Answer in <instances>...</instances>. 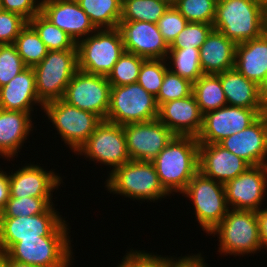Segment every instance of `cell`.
Listing matches in <instances>:
<instances>
[{"label":"cell","mask_w":267,"mask_h":267,"mask_svg":"<svg viewBox=\"0 0 267 267\" xmlns=\"http://www.w3.org/2000/svg\"><path fill=\"white\" fill-rule=\"evenodd\" d=\"M152 162L164 189L181 194L199 171V142L194 136L175 135Z\"/></svg>","instance_id":"1"},{"label":"cell","mask_w":267,"mask_h":267,"mask_svg":"<svg viewBox=\"0 0 267 267\" xmlns=\"http://www.w3.org/2000/svg\"><path fill=\"white\" fill-rule=\"evenodd\" d=\"M213 27L236 44L255 39L267 30V9L254 0H218Z\"/></svg>","instance_id":"2"},{"label":"cell","mask_w":267,"mask_h":267,"mask_svg":"<svg viewBox=\"0 0 267 267\" xmlns=\"http://www.w3.org/2000/svg\"><path fill=\"white\" fill-rule=\"evenodd\" d=\"M107 176L105 188L110 194L147 202L171 196L161 185L153 162L130 160Z\"/></svg>","instance_id":"3"},{"label":"cell","mask_w":267,"mask_h":267,"mask_svg":"<svg viewBox=\"0 0 267 267\" xmlns=\"http://www.w3.org/2000/svg\"><path fill=\"white\" fill-rule=\"evenodd\" d=\"M219 235L221 255H248L260 252L261 242L256 211L229 209L222 221L209 233Z\"/></svg>","instance_id":"4"},{"label":"cell","mask_w":267,"mask_h":267,"mask_svg":"<svg viewBox=\"0 0 267 267\" xmlns=\"http://www.w3.org/2000/svg\"><path fill=\"white\" fill-rule=\"evenodd\" d=\"M69 224L52 205L45 213L32 216L0 217V252H7L22 239L39 236H69Z\"/></svg>","instance_id":"5"},{"label":"cell","mask_w":267,"mask_h":267,"mask_svg":"<svg viewBox=\"0 0 267 267\" xmlns=\"http://www.w3.org/2000/svg\"><path fill=\"white\" fill-rule=\"evenodd\" d=\"M78 69L90 74L108 76L123 54L120 29H97L77 42Z\"/></svg>","instance_id":"6"},{"label":"cell","mask_w":267,"mask_h":267,"mask_svg":"<svg viewBox=\"0 0 267 267\" xmlns=\"http://www.w3.org/2000/svg\"><path fill=\"white\" fill-rule=\"evenodd\" d=\"M33 70L38 99L43 104L62 99L67 85L78 70L77 49L48 51Z\"/></svg>","instance_id":"7"},{"label":"cell","mask_w":267,"mask_h":267,"mask_svg":"<svg viewBox=\"0 0 267 267\" xmlns=\"http://www.w3.org/2000/svg\"><path fill=\"white\" fill-rule=\"evenodd\" d=\"M181 194L191 199L196 220L208 235L230 209L224 184L204 176L200 171L193 176Z\"/></svg>","instance_id":"8"},{"label":"cell","mask_w":267,"mask_h":267,"mask_svg":"<svg viewBox=\"0 0 267 267\" xmlns=\"http://www.w3.org/2000/svg\"><path fill=\"white\" fill-rule=\"evenodd\" d=\"M43 110L64 143L74 153L102 121L98 115L78 109L62 99L45 103Z\"/></svg>","instance_id":"9"},{"label":"cell","mask_w":267,"mask_h":267,"mask_svg":"<svg viewBox=\"0 0 267 267\" xmlns=\"http://www.w3.org/2000/svg\"><path fill=\"white\" fill-rule=\"evenodd\" d=\"M156 98L139 83L114 86L110 89V106L106 120L121 126L157 119Z\"/></svg>","instance_id":"10"},{"label":"cell","mask_w":267,"mask_h":267,"mask_svg":"<svg viewBox=\"0 0 267 267\" xmlns=\"http://www.w3.org/2000/svg\"><path fill=\"white\" fill-rule=\"evenodd\" d=\"M71 236H39L22 239L6 254L11 260L38 267H70L72 258Z\"/></svg>","instance_id":"11"},{"label":"cell","mask_w":267,"mask_h":267,"mask_svg":"<svg viewBox=\"0 0 267 267\" xmlns=\"http://www.w3.org/2000/svg\"><path fill=\"white\" fill-rule=\"evenodd\" d=\"M76 153L95 163L109 166L111 171L131 160L123 126L107 120L101 121Z\"/></svg>","instance_id":"12"},{"label":"cell","mask_w":267,"mask_h":267,"mask_svg":"<svg viewBox=\"0 0 267 267\" xmlns=\"http://www.w3.org/2000/svg\"><path fill=\"white\" fill-rule=\"evenodd\" d=\"M110 89L107 76L78 69L67 85L62 100L106 120L110 106Z\"/></svg>","instance_id":"13"},{"label":"cell","mask_w":267,"mask_h":267,"mask_svg":"<svg viewBox=\"0 0 267 267\" xmlns=\"http://www.w3.org/2000/svg\"><path fill=\"white\" fill-rule=\"evenodd\" d=\"M267 109H248L225 105L203 114L202 128L196 137L199 144H218L221 140L243 131Z\"/></svg>","instance_id":"14"},{"label":"cell","mask_w":267,"mask_h":267,"mask_svg":"<svg viewBox=\"0 0 267 267\" xmlns=\"http://www.w3.org/2000/svg\"><path fill=\"white\" fill-rule=\"evenodd\" d=\"M123 130L130 159L136 161L152 162L175 136L158 119L126 124Z\"/></svg>","instance_id":"15"},{"label":"cell","mask_w":267,"mask_h":267,"mask_svg":"<svg viewBox=\"0 0 267 267\" xmlns=\"http://www.w3.org/2000/svg\"><path fill=\"white\" fill-rule=\"evenodd\" d=\"M224 188L230 209L258 211L266 201L267 164L250 166L244 173L226 182Z\"/></svg>","instance_id":"16"},{"label":"cell","mask_w":267,"mask_h":267,"mask_svg":"<svg viewBox=\"0 0 267 267\" xmlns=\"http://www.w3.org/2000/svg\"><path fill=\"white\" fill-rule=\"evenodd\" d=\"M118 28L123 37L124 50L144 59H165L169 45L156 23L120 21Z\"/></svg>","instance_id":"17"},{"label":"cell","mask_w":267,"mask_h":267,"mask_svg":"<svg viewBox=\"0 0 267 267\" xmlns=\"http://www.w3.org/2000/svg\"><path fill=\"white\" fill-rule=\"evenodd\" d=\"M218 144L250 166L267 164V112L243 131L228 136Z\"/></svg>","instance_id":"18"},{"label":"cell","mask_w":267,"mask_h":267,"mask_svg":"<svg viewBox=\"0 0 267 267\" xmlns=\"http://www.w3.org/2000/svg\"><path fill=\"white\" fill-rule=\"evenodd\" d=\"M41 13L76 43L97 30L76 0H41Z\"/></svg>","instance_id":"19"},{"label":"cell","mask_w":267,"mask_h":267,"mask_svg":"<svg viewBox=\"0 0 267 267\" xmlns=\"http://www.w3.org/2000/svg\"><path fill=\"white\" fill-rule=\"evenodd\" d=\"M56 174L52 169L47 171L34 163L19 167L15 172L12 170L9 173L10 196L14 198L53 197L52 193L55 189L58 190L63 182L62 177Z\"/></svg>","instance_id":"20"},{"label":"cell","mask_w":267,"mask_h":267,"mask_svg":"<svg viewBox=\"0 0 267 267\" xmlns=\"http://www.w3.org/2000/svg\"><path fill=\"white\" fill-rule=\"evenodd\" d=\"M157 119L175 135L197 137L202 128L203 114L192 93L185 98L161 104Z\"/></svg>","instance_id":"21"},{"label":"cell","mask_w":267,"mask_h":267,"mask_svg":"<svg viewBox=\"0 0 267 267\" xmlns=\"http://www.w3.org/2000/svg\"><path fill=\"white\" fill-rule=\"evenodd\" d=\"M250 165L219 144H199V171L225 184L244 173Z\"/></svg>","instance_id":"22"},{"label":"cell","mask_w":267,"mask_h":267,"mask_svg":"<svg viewBox=\"0 0 267 267\" xmlns=\"http://www.w3.org/2000/svg\"><path fill=\"white\" fill-rule=\"evenodd\" d=\"M234 68L261 88L267 83V30L258 38L236 45Z\"/></svg>","instance_id":"23"},{"label":"cell","mask_w":267,"mask_h":267,"mask_svg":"<svg viewBox=\"0 0 267 267\" xmlns=\"http://www.w3.org/2000/svg\"><path fill=\"white\" fill-rule=\"evenodd\" d=\"M35 104L43 110L44 104L37 97L35 73L31 67H26L0 88V109L32 113Z\"/></svg>","instance_id":"24"},{"label":"cell","mask_w":267,"mask_h":267,"mask_svg":"<svg viewBox=\"0 0 267 267\" xmlns=\"http://www.w3.org/2000/svg\"><path fill=\"white\" fill-rule=\"evenodd\" d=\"M220 77L227 105L248 109H267L262 88L245 78L235 68L217 74Z\"/></svg>","instance_id":"25"},{"label":"cell","mask_w":267,"mask_h":267,"mask_svg":"<svg viewBox=\"0 0 267 267\" xmlns=\"http://www.w3.org/2000/svg\"><path fill=\"white\" fill-rule=\"evenodd\" d=\"M32 113L0 109V158L17 156L34 126Z\"/></svg>","instance_id":"26"},{"label":"cell","mask_w":267,"mask_h":267,"mask_svg":"<svg viewBox=\"0 0 267 267\" xmlns=\"http://www.w3.org/2000/svg\"><path fill=\"white\" fill-rule=\"evenodd\" d=\"M236 43L213 29L199 49L204 74H219L234 68Z\"/></svg>","instance_id":"27"},{"label":"cell","mask_w":267,"mask_h":267,"mask_svg":"<svg viewBox=\"0 0 267 267\" xmlns=\"http://www.w3.org/2000/svg\"><path fill=\"white\" fill-rule=\"evenodd\" d=\"M96 29L119 26L122 0H76Z\"/></svg>","instance_id":"28"},{"label":"cell","mask_w":267,"mask_h":267,"mask_svg":"<svg viewBox=\"0 0 267 267\" xmlns=\"http://www.w3.org/2000/svg\"><path fill=\"white\" fill-rule=\"evenodd\" d=\"M192 93L202 114L227 105L220 77L217 74H203L193 83Z\"/></svg>","instance_id":"29"},{"label":"cell","mask_w":267,"mask_h":267,"mask_svg":"<svg viewBox=\"0 0 267 267\" xmlns=\"http://www.w3.org/2000/svg\"><path fill=\"white\" fill-rule=\"evenodd\" d=\"M165 60L168 70L194 83L204 73L201 68L199 49H169ZM171 64V65H170Z\"/></svg>","instance_id":"30"},{"label":"cell","mask_w":267,"mask_h":267,"mask_svg":"<svg viewBox=\"0 0 267 267\" xmlns=\"http://www.w3.org/2000/svg\"><path fill=\"white\" fill-rule=\"evenodd\" d=\"M169 7L161 0H122L120 21L157 23Z\"/></svg>","instance_id":"31"},{"label":"cell","mask_w":267,"mask_h":267,"mask_svg":"<svg viewBox=\"0 0 267 267\" xmlns=\"http://www.w3.org/2000/svg\"><path fill=\"white\" fill-rule=\"evenodd\" d=\"M28 23L38 33L40 39L49 51L77 49V43L67 33L55 26L41 12L36 14Z\"/></svg>","instance_id":"32"},{"label":"cell","mask_w":267,"mask_h":267,"mask_svg":"<svg viewBox=\"0 0 267 267\" xmlns=\"http://www.w3.org/2000/svg\"><path fill=\"white\" fill-rule=\"evenodd\" d=\"M13 45L26 67L31 68L39 64L49 51L29 23L21 30Z\"/></svg>","instance_id":"33"},{"label":"cell","mask_w":267,"mask_h":267,"mask_svg":"<svg viewBox=\"0 0 267 267\" xmlns=\"http://www.w3.org/2000/svg\"><path fill=\"white\" fill-rule=\"evenodd\" d=\"M145 60L136 54L124 51L107 76L111 87L136 83Z\"/></svg>","instance_id":"34"},{"label":"cell","mask_w":267,"mask_h":267,"mask_svg":"<svg viewBox=\"0 0 267 267\" xmlns=\"http://www.w3.org/2000/svg\"><path fill=\"white\" fill-rule=\"evenodd\" d=\"M53 204L52 197H9L0 217L32 216L45 213Z\"/></svg>","instance_id":"35"},{"label":"cell","mask_w":267,"mask_h":267,"mask_svg":"<svg viewBox=\"0 0 267 267\" xmlns=\"http://www.w3.org/2000/svg\"><path fill=\"white\" fill-rule=\"evenodd\" d=\"M218 0H179L174 7L188 22L212 24Z\"/></svg>","instance_id":"36"},{"label":"cell","mask_w":267,"mask_h":267,"mask_svg":"<svg viewBox=\"0 0 267 267\" xmlns=\"http://www.w3.org/2000/svg\"><path fill=\"white\" fill-rule=\"evenodd\" d=\"M166 62L165 59H146L140 68L137 83L155 98L158 96L164 75L168 70Z\"/></svg>","instance_id":"37"},{"label":"cell","mask_w":267,"mask_h":267,"mask_svg":"<svg viewBox=\"0 0 267 267\" xmlns=\"http://www.w3.org/2000/svg\"><path fill=\"white\" fill-rule=\"evenodd\" d=\"M213 29L212 24L188 22L169 46V49H200Z\"/></svg>","instance_id":"38"},{"label":"cell","mask_w":267,"mask_h":267,"mask_svg":"<svg viewBox=\"0 0 267 267\" xmlns=\"http://www.w3.org/2000/svg\"><path fill=\"white\" fill-rule=\"evenodd\" d=\"M192 92L193 83L167 70L156 97V102L159 107L165 102L190 96Z\"/></svg>","instance_id":"39"},{"label":"cell","mask_w":267,"mask_h":267,"mask_svg":"<svg viewBox=\"0 0 267 267\" xmlns=\"http://www.w3.org/2000/svg\"><path fill=\"white\" fill-rule=\"evenodd\" d=\"M26 68L13 44L0 45V88Z\"/></svg>","instance_id":"40"},{"label":"cell","mask_w":267,"mask_h":267,"mask_svg":"<svg viewBox=\"0 0 267 267\" xmlns=\"http://www.w3.org/2000/svg\"><path fill=\"white\" fill-rule=\"evenodd\" d=\"M156 24L162 37L170 46L188 21L174 6H170Z\"/></svg>","instance_id":"41"},{"label":"cell","mask_w":267,"mask_h":267,"mask_svg":"<svg viewBox=\"0 0 267 267\" xmlns=\"http://www.w3.org/2000/svg\"><path fill=\"white\" fill-rule=\"evenodd\" d=\"M27 24L21 15L3 10L0 13V45L13 44Z\"/></svg>","instance_id":"42"},{"label":"cell","mask_w":267,"mask_h":267,"mask_svg":"<svg viewBox=\"0 0 267 267\" xmlns=\"http://www.w3.org/2000/svg\"><path fill=\"white\" fill-rule=\"evenodd\" d=\"M117 267H166V257L143 250H130Z\"/></svg>","instance_id":"43"},{"label":"cell","mask_w":267,"mask_h":267,"mask_svg":"<svg viewBox=\"0 0 267 267\" xmlns=\"http://www.w3.org/2000/svg\"><path fill=\"white\" fill-rule=\"evenodd\" d=\"M3 9L21 15L27 21L41 12L40 0H1Z\"/></svg>","instance_id":"44"},{"label":"cell","mask_w":267,"mask_h":267,"mask_svg":"<svg viewBox=\"0 0 267 267\" xmlns=\"http://www.w3.org/2000/svg\"><path fill=\"white\" fill-rule=\"evenodd\" d=\"M166 257V267H208L205 259L199 254L185 255L179 258Z\"/></svg>","instance_id":"45"},{"label":"cell","mask_w":267,"mask_h":267,"mask_svg":"<svg viewBox=\"0 0 267 267\" xmlns=\"http://www.w3.org/2000/svg\"><path fill=\"white\" fill-rule=\"evenodd\" d=\"M259 225V235L262 249L267 250V208H261L256 211Z\"/></svg>","instance_id":"46"},{"label":"cell","mask_w":267,"mask_h":267,"mask_svg":"<svg viewBox=\"0 0 267 267\" xmlns=\"http://www.w3.org/2000/svg\"><path fill=\"white\" fill-rule=\"evenodd\" d=\"M10 197L9 174L0 170V212L5 208Z\"/></svg>","instance_id":"47"},{"label":"cell","mask_w":267,"mask_h":267,"mask_svg":"<svg viewBox=\"0 0 267 267\" xmlns=\"http://www.w3.org/2000/svg\"><path fill=\"white\" fill-rule=\"evenodd\" d=\"M8 267H38V266L29 265L27 263L16 262L14 260H11L8 256Z\"/></svg>","instance_id":"48"},{"label":"cell","mask_w":267,"mask_h":267,"mask_svg":"<svg viewBox=\"0 0 267 267\" xmlns=\"http://www.w3.org/2000/svg\"><path fill=\"white\" fill-rule=\"evenodd\" d=\"M0 267H8V255L5 252H0Z\"/></svg>","instance_id":"49"},{"label":"cell","mask_w":267,"mask_h":267,"mask_svg":"<svg viewBox=\"0 0 267 267\" xmlns=\"http://www.w3.org/2000/svg\"><path fill=\"white\" fill-rule=\"evenodd\" d=\"M166 2L169 6H174L179 0H161Z\"/></svg>","instance_id":"50"},{"label":"cell","mask_w":267,"mask_h":267,"mask_svg":"<svg viewBox=\"0 0 267 267\" xmlns=\"http://www.w3.org/2000/svg\"><path fill=\"white\" fill-rule=\"evenodd\" d=\"M263 96L265 100L267 101V83L266 85L262 88Z\"/></svg>","instance_id":"51"},{"label":"cell","mask_w":267,"mask_h":267,"mask_svg":"<svg viewBox=\"0 0 267 267\" xmlns=\"http://www.w3.org/2000/svg\"><path fill=\"white\" fill-rule=\"evenodd\" d=\"M260 4H262L267 9V0H254Z\"/></svg>","instance_id":"52"},{"label":"cell","mask_w":267,"mask_h":267,"mask_svg":"<svg viewBox=\"0 0 267 267\" xmlns=\"http://www.w3.org/2000/svg\"><path fill=\"white\" fill-rule=\"evenodd\" d=\"M3 10H4V9H3V5H2L1 0H0V13H1Z\"/></svg>","instance_id":"53"}]
</instances>
